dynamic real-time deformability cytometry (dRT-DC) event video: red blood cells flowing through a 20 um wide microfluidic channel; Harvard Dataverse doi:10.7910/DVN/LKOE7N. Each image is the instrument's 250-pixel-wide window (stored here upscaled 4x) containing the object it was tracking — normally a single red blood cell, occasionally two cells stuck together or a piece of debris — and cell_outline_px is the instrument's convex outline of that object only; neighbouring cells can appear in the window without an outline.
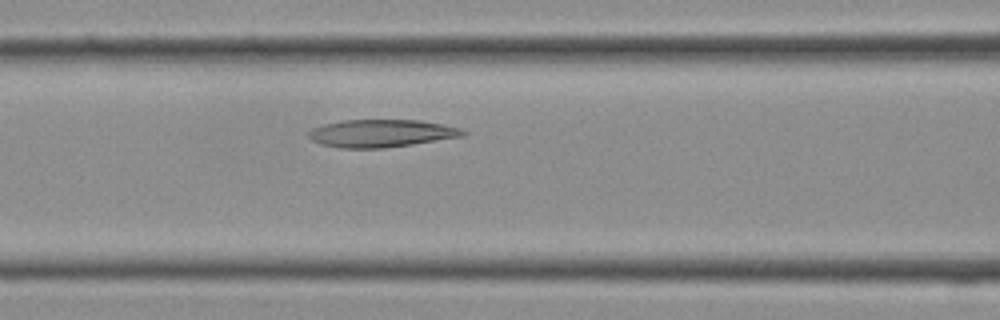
{"species": "Egyptian fruit bat (a non-hibernating species)", "species_latin": "Rousettus aegyptiacus", "temperature_condition": "cold", "stored_images_in_passage": 8, "camera_frame_rate_fps": 3000, "um_per_image_px": 0.085, "frame": {"image": 1, "passage_image": 6, "time_ms": 1.667, "image_size_px": [1000, 320], "cell_outline_px": [[468, 132], [464, 136], [412, 144], [384, 148], [340, 148], [320, 144], [312, 140], [308, 136], [308, 132], [312, 128], [324, 124], [340, 120], [420, 120], [444, 124], [460, 128]], "centroid_in_image_um": [32.41, 11.33], "position_along_channel_um": 134.2, "area_um2": 24.97}}
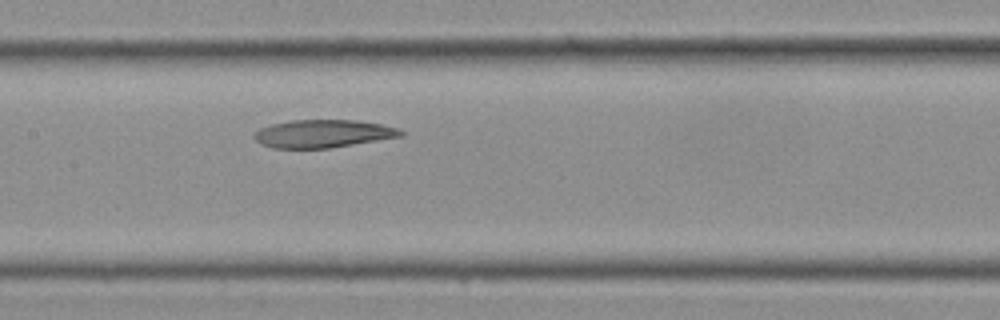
{"frame": {"image": 2, "passage_image": 8, "time_ms": 2.333, "image_size_px": [1000, 320], "cell_outline_px": [[404, 136], [328, 148], [272, 148], [260, 144], [252, 136], [260, 128], [272, 124], [292, 120], [356, 120], [380, 124], [396, 128], [404, 132]], "centroid_in_image_um": [27.43, 11.36], "position_along_channel_um": 180.0, "area_um2": 23.7}}